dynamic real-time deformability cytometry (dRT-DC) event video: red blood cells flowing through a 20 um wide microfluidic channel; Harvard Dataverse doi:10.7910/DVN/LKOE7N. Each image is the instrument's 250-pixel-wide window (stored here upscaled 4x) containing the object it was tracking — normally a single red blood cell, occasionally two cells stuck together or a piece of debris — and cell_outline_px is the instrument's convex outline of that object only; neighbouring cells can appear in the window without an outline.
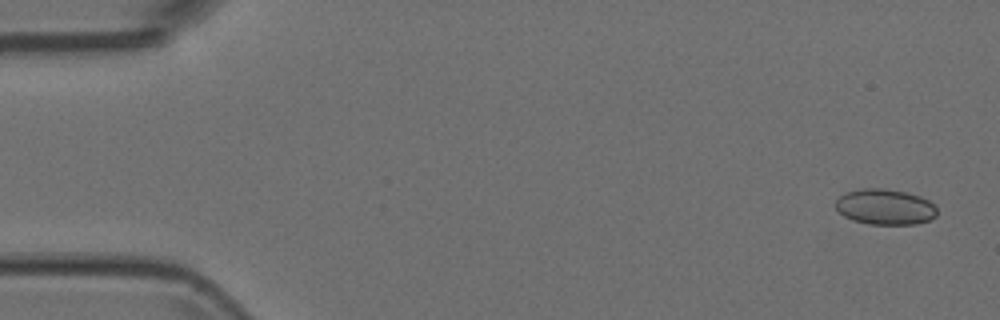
{"species": "Egyptian fruit bat (a non-hibernating species)", "species_latin": "Rousettus aegyptiacus", "temperature_condition": "room temperature", "stored_images_in_passage": 5, "camera_frame_rate_fps": 3000, "um_per_image_px": 0.085, "animal": {"sex": "female"}, "frame": {"image": 1, "passage_image": 1, "time_ms": 0.0, "image_size_px": [1000, 320], "cell_outline_px": [[936, 216], [928, 220], [916, 224], [868, 224], [852, 220], [844, 216], [836, 208], [836, 200], [844, 192], [864, 188], [884, 188], [908, 192], [920, 196], [936, 204]], "centroid_in_image_um": [75.24, 17.57], "position_along_channel_um": 9.8, "area_um2": 21.21}}
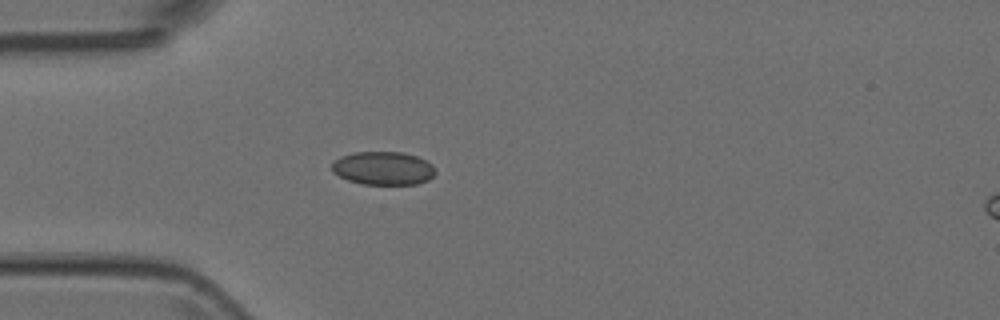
{"frame": {"image": 2, "passage_image": 5, "time_ms": 1.333, "image_size_px": [1000, 320], "cell_outline_px": [[436, 172], [428, 180], [416, 184], [360, 184], [348, 180], [332, 172], [332, 160], [340, 156], [352, 152], [400, 152], [416, 156], [432, 164], [436, 168]], "centroid_in_image_um": [32.54, 14.29], "position_along_channel_um": 52.5, "area_um2": 20.23}}